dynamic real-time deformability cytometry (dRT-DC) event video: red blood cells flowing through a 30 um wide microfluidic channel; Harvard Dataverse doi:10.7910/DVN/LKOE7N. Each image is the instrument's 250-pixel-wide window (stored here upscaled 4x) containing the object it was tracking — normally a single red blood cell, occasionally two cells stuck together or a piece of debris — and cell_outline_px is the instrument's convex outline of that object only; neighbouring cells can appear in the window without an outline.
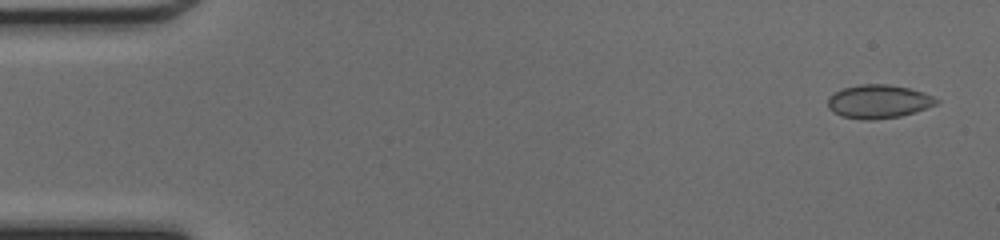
{"species": "common noctule bat (a hibernating species)", "species_latin": "Nyctalus noctula", "temperature_condition": "cold", "stored_images_in_passage": 31, "camera_frame_rate_fps": 3000, "um_per_image_px": 0.085, "animal": {"sex": "female", "body_mass_g": 17.0, "forearm_length_mm": 48.0}, "frame": {"image": 1, "passage_image": 2, "time_ms": 0.333, "image_size_px": [1000, 240], "cell_outline_px": [[940, 100], [936, 104], [900, 116], [872, 120], [860, 120], [840, 116], [828, 108], [828, 96], [844, 88], [860, 84], [888, 84], [908, 88], [924, 92]], "centroid_in_image_um": [74.64, 8.63], "position_along_channel_um": 10.4, "area_um2": 21.1}}
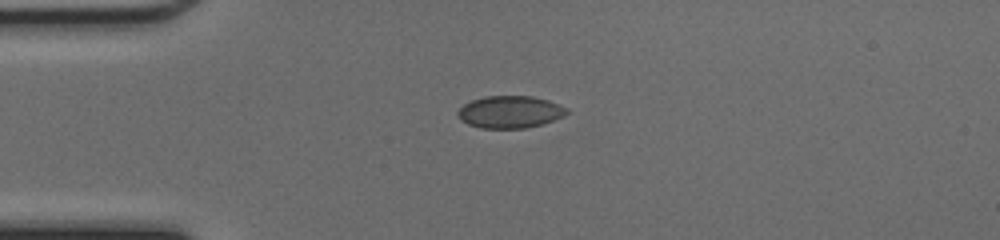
{"frame": {"image": 2, "passage_image": 12, "time_ms": 3.667, "image_size_px": [1000, 240], "cell_outline_px": [[568, 112], [564, 116], [540, 124], [524, 128], [480, 128], [468, 124], [460, 120], [456, 116], [456, 112], [464, 104], [472, 100], [484, 96], [532, 96], [548, 100], [568, 108]], "centroid_in_image_um": [43.31, 9.51], "position_along_channel_um": 41.7, "area_um2": 20.46}}